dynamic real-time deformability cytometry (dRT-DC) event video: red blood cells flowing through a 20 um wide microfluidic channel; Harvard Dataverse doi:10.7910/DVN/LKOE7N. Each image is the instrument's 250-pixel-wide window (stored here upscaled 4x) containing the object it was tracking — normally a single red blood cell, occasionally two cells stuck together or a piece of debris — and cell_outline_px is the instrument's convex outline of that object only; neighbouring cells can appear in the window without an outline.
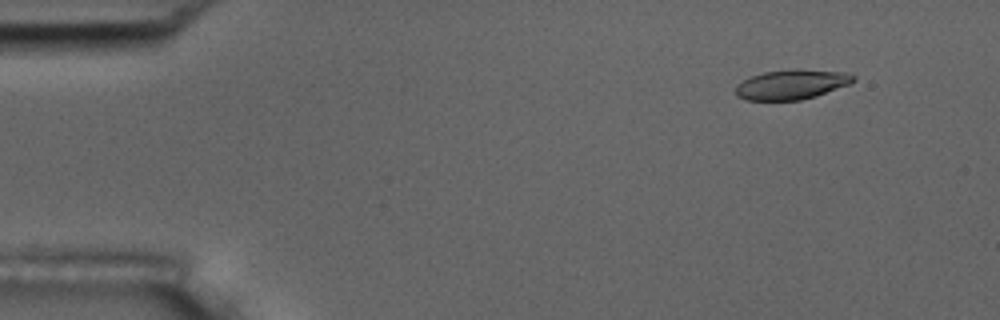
{"species": "common noctule bat (a hibernating species)", "species_latin": "Nyctalus noctula", "temperature_condition": "room temperature", "stored_images_in_passage": 5, "camera_frame_rate_fps": 3000, "um_per_image_px": 0.085, "animal": {"sex": "male", "body_mass_g": 17.5, "forearm_length_mm": 52.3}, "frame": {"image": 1, "passage_image": 1, "time_ms": 0.0, "image_size_px": [1000, 320], "cell_outline_px": [[856, 80], [848, 84], [816, 96], [800, 100], [744, 100], [736, 96], [736, 84], [752, 76], [764, 72], [792, 68], [796, 68], [844, 72], [856, 76]], "centroid_in_image_um": [67.27, 7.17], "position_along_channel_um": 17.7, "area_um2": 20.52}}
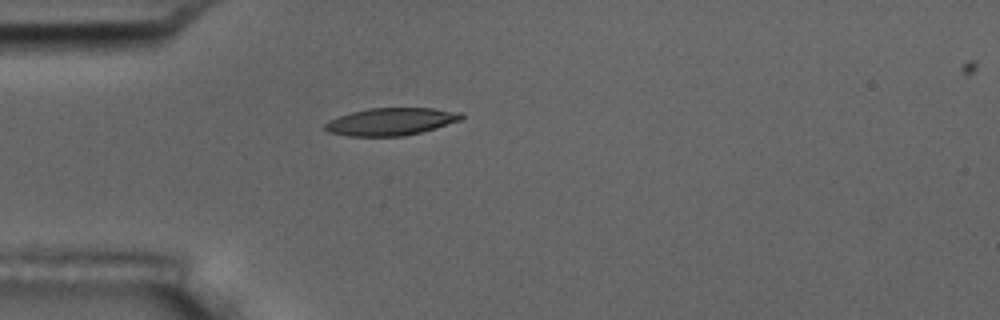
{"frame": {"image": 2, "passage_image": 4, "time_ms": 3.333, "image_size_px": [1000, 320], "cell_outline_px": [[464, 116], [460, 120], [436, 128], [404, 136], [348, 136], [328, 132], [324, 128], [324, 124], [328, 120], [352, 112], [368, 108], [432, 108], [464, 112]], "centroid_in_image_um": [33.24, 10.33], "position_along_channel_um": 51.8, "area_um2": 21.85}}